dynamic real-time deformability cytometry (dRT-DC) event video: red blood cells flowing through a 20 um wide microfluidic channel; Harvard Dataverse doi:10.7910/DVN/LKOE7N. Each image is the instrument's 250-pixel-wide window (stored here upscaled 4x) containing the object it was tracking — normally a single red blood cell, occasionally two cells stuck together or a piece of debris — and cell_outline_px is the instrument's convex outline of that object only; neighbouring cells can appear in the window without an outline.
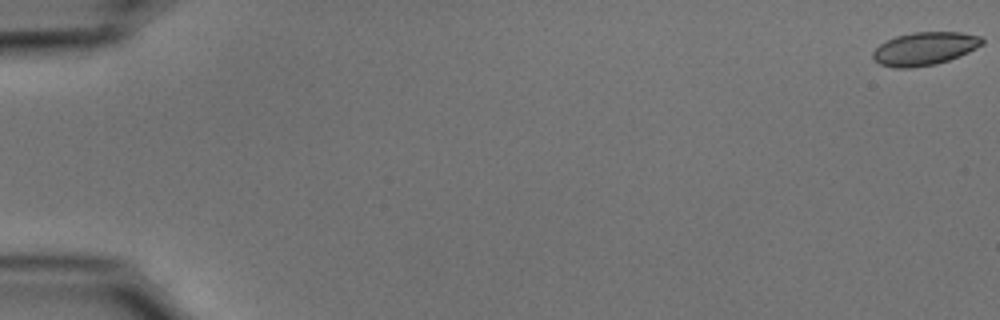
{"species": "common noctule bat (a hibernating species)", "species_latin": "Nyctalus noctula", "temperature_condition": "cold", "stored_images_in_passage": 56, "camera_frame_rate_fps": 3000, "um_per_image_px": 0.085, "animal": {"sex": "male", "body_mass_g": 15.6}, "frame": {"image": 1, "passage_image": 1, "time_ms": 0.0, "image_size_px": [1000, 320], "cell_outline_px": [[984, 44], [968, 52], [948, 60], [936, 64], [908, 68], [892, 68], [880, 64], [872, 56], [872, 52], [880, 44], [896, 36], [912, 32], [960, 32], [980, 36], [984, 40]], "centroid_in_image_um": [78.59, 4.13], "position_along_channel_um": 6.4, "area_um2": 20.98}}
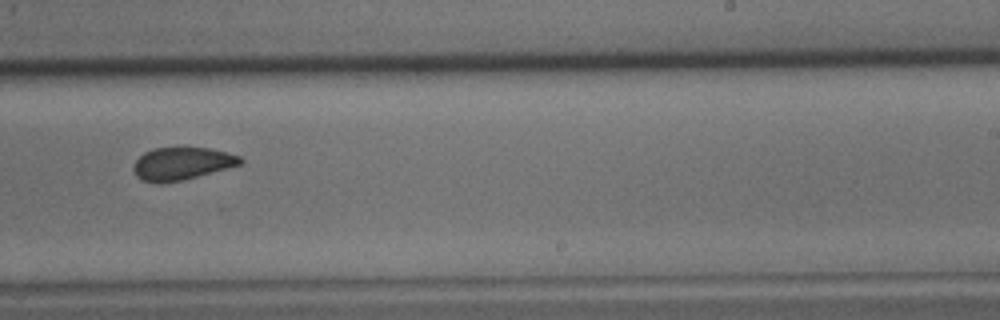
{"frame": {"image": 2, "passage_image": 36, "time_ms": 11.667, "image_size_px": [1000, 320], "cell_outline_px": [[244, 160], [240, 164], [228, 168], [184, 180], [160, 184], [140, 180], [136, 176], [132, 168], [132, 164], [144, 152], [152, 148], [208, 148], [228, 152], [240, 156]], "centroid_in_image_um": [15.42, 13.92], "position_along_channel_um": 273.6, "area_um2": 20.52}}
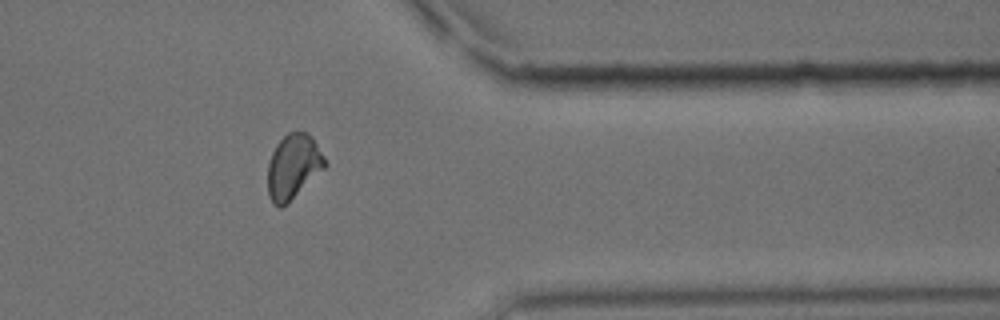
{"frame": {"image": 3, "passage_image": 46, "time_ms": 15.0, "image_size_px": [1000, 320], "cell_outline_px": [[328, 164], [288, 204], [280, 208], [272, 204], [268, 196], [268, 164], [272, 152], [276, 144], [288, 132], [308, 132], [312, 136], [324, 156]], "centroid_in_image_um": [24.92, 14.18], "position_along_channel_um": 386.5, "area_um2": 21.73}, "authors_computed_cell_mechanics": {"area_um2": 21.2126, "velocity_mm_per_s": 3.6882, "shape_relaxation_time_tau1_ms": null, "shape_relaxation_time_tau2_ms": 2.1047, "deformation_change_tau1": null, "deformation_change_tau2": 0.0579}}